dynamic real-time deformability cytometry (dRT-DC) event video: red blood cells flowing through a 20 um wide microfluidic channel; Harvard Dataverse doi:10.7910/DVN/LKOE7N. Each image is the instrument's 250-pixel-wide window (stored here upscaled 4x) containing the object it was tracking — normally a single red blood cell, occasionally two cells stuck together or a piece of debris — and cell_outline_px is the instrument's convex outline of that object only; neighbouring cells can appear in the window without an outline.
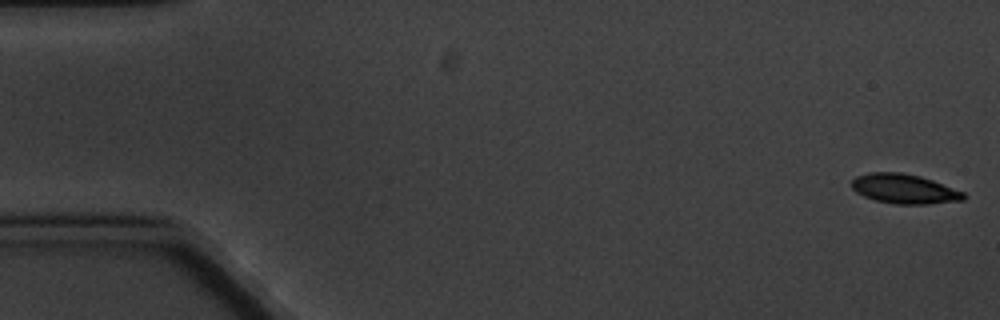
{"species": "common noctule bat (a hibernating species)", "species_latin": "Nyctalus noctula", "temperature_condition": "cold", "stored_images_in_passage": 7, "camera_frame_rate_fps": 3000, "um_per_image_px": 0.085, "animal": {"sex": "male", "body_mass_g": 20.1, "forearm_length_mm": 53.5}, "frame": {"image": 1, "passage_image": 1, "time_ms": 0.0, "image_size_px": [1000, 320], "cell_outline_px": [[964, 200], [928, 204], [896, 204], [876, 200], [864, 196], [856, 192], [852, 188], [852, 180], [856, 176], [868, 172], [900, 172], [920, 176], [932, 180], [964, 192]], "centroid_in_image_um": [76.84, 16.05], "position_along_channel_um": 8.2, "area_um2": 19.19}}
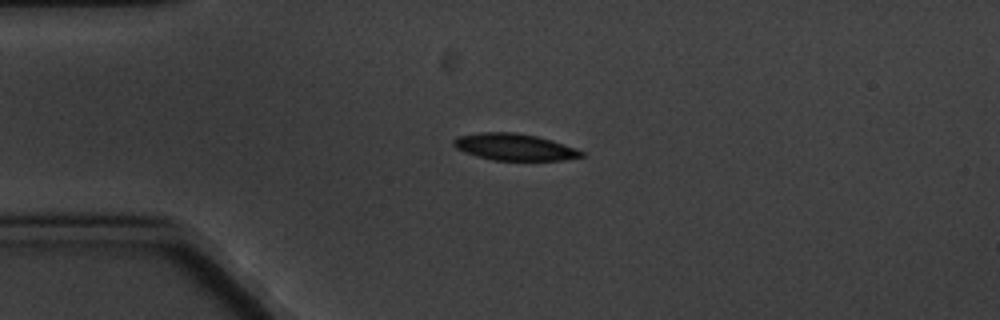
{"frame": {"image": 2, "passage_image": 5, "time_ms": 4.333, "image_size_px": [1000, 320], "cell_outline_px": [[584, 156], [560, 160], [492, 160], [476, 156], [464, 152], [456, 148], [452, 144], [452, 140], [460, 136], [480, 132], [516, 132], [536, 136], [552, 140], [576, 148], [584, 152]], "centroid_in_image_um": [43.71, 12.49], "position_along_channel_um": 41.3, "area_um2": 19.88}}